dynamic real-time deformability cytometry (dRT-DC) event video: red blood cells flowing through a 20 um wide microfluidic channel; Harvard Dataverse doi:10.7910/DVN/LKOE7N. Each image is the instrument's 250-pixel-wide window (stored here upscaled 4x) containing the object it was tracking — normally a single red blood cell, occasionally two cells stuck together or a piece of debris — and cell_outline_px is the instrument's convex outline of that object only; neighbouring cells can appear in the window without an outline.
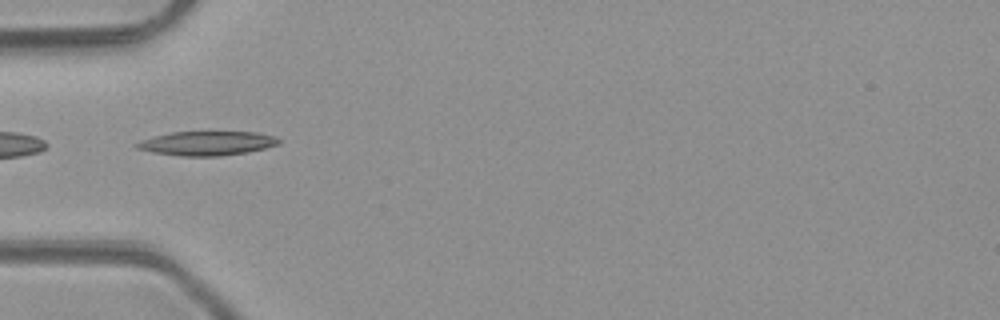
{"species": "common noctule bat (a hibernating species)", "species_latin": "Nyctalus noctula", "temperature_condition": "room temperature", "stored_images_in_passage": 2, "camera_frame_rate_fps": 3000, "um_per_image_px": 0.085, "animal": {"sex": "male", "body_mass_g": 23.1, "forearm_length_mm": 52.7}, "frame": {"image": 1, "passage_image": 2, "time_ms": 1.0, "image_size_px": [1000, 320], "cell_outline_px": [[280, 144], [248, 152], [220, 156], [180, 156], [152, 152], [136, 148], [132, 144], [156, 136], [172, 132], [256, 132], [276, 136], [280, 140]], "centroid_in_image_um": [17.62, 12.18], "position_along_channel_um": 67.4, "area_um2": 19.94}}